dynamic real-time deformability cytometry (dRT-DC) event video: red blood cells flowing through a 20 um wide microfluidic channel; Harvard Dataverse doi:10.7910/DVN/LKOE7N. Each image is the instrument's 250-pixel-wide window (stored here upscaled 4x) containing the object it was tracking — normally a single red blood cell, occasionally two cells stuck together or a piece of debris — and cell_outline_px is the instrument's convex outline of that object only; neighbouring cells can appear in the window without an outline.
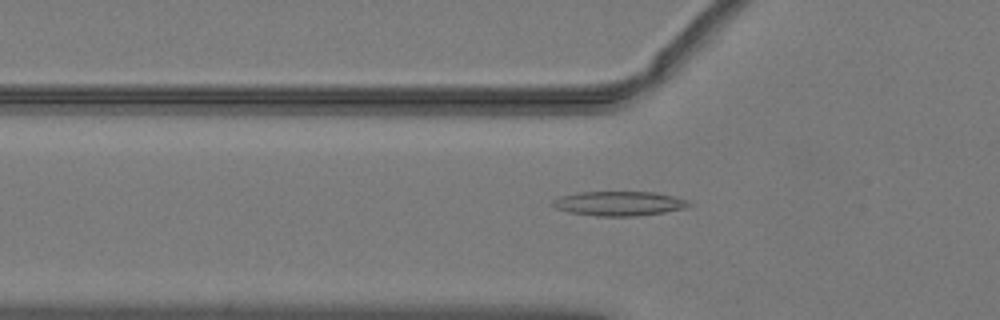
{"species": "common noctule bat (a hibernating species)", "species_latin": "Nyctalus noctula", "temperature_condition": "warm", "stored_images_in_passage": 51, "camera_frame_rate_fps": 3000, "um_per_image_px": 0.085, "animal": {"sex": "male", "body_mass_g": 19.2, "forearm_length_mm": 51.8}, "frame": {"image": 1, "passage_image": 18, "time_ms": 5.667, "image_size_px": [1000, 320], "cell_outline_px": [[692, 204], [684, 208], [664, 212], [636, 216], [596, 216], [568, 212], [556, 208], [552, 204], [552, 200], [560, 196], [580, 192], [656, 192], [688, 200]], "centroid_in_image_um": [52.61, 17.3], "position_along_channel_um": 73.2, "area_um2": 19.36}}
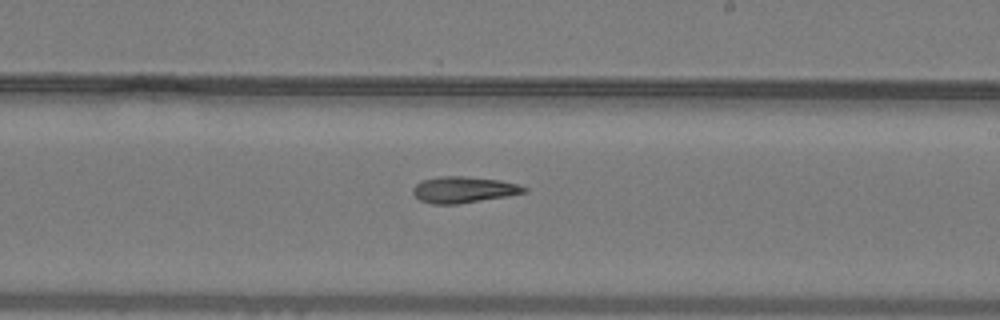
{"frame": {"image": 2, "passage_image": 31, "time_ms": 10.0, "image_size_px": [1000, 320], "cell_outline_px": [[528, 192], [508, 196], [456, 204], [432, 204], [420, 200], [412, 192], [412, 188], [420, 180], [440, 176], [464, 176], [500, 180], [520, 184], [528, 188]], "centroid_in_image_um": [39.42, 16.11], "position_along_channel_um": 249.6, "area_um2": 17.17}}
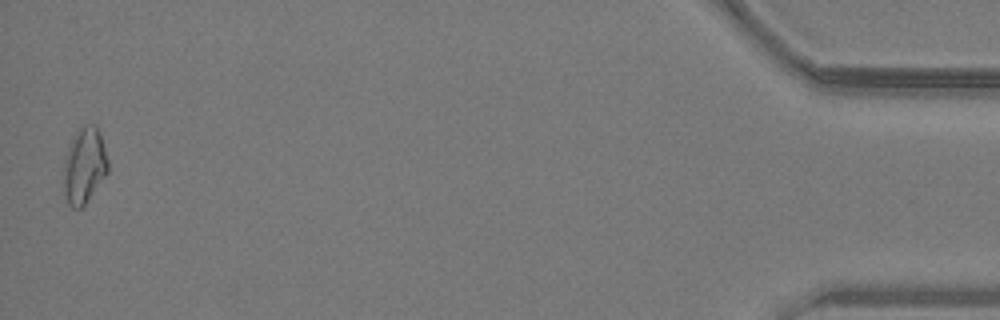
{"frame": {"image": 3, "passage_image": 51, "time_ms": 16.667, "image_size_px": [1000, 320], "cell_outline_px": [[108, 172], [84, 204], [80, 208], [72, 208], [68, 204], [64, 192], [64, 160], [72, 140], [76, 132], [84, 124], [96, 124], [104, 144], [108, 160]], "centroid_in_image_um": [7.18, 14.06], "position_along_channel_um": 428.0, "area_um2": 19.36}, "authors_computed_cell_mechanics": {"area_um2": 17.6868, "velocity_mm_per_s": 4.0458, "shape_relaxation_time_tau1_ms": null, "shape_relaxation_time_tau2_ms": 4.4922, "deformation_change_tau1": null, "deformation_change_tau2": 0.1317}}